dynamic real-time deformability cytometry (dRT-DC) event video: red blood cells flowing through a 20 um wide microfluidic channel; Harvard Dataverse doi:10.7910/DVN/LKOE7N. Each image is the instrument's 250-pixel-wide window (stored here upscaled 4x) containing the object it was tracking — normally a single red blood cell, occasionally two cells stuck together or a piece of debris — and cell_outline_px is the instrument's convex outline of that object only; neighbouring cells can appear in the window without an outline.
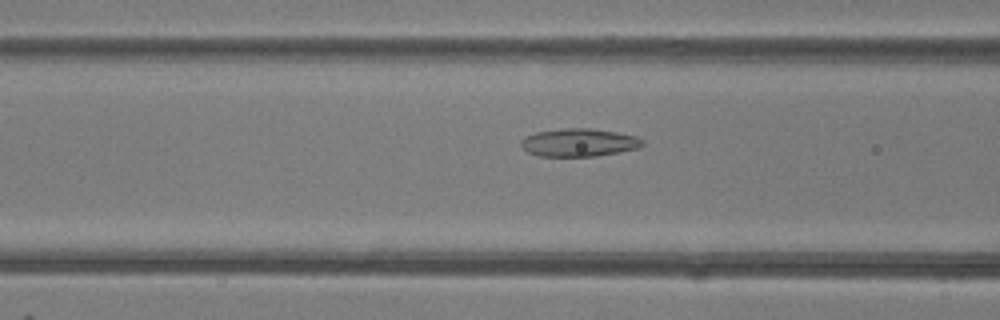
{"species": "common noctule bat (a hibernating species)", "species_latin": "Nyctalus noctula", "temperature_condition": "room temperature", "stored_images_in_passage": 48, "camera_frame_rate_fps": 3000, "um_per_image_px": 0.085, "animal": {"sex": "female"}, "frame": {"image": 1, "passage_image": 19, "time_ms": 6.0, "image_size_px": [1000, 320], "cell_outline_px": [[644, 144], [640, 148], [620, 152], [596, 156], [540, 156], [528, 152], [520, 144], [520, 140], [524, 136], [536, 132], [564, 128], [592, 128], [616, 132], [636, 136], [644, 140]], "centroid_in_image_um": [49.23, 12.11], "position_along_channel_um": 117.4, "area_um2": 19.94}}
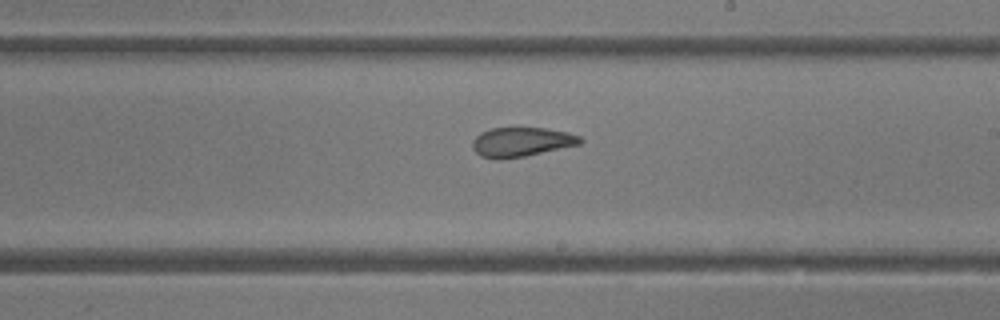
{"frame": {"image": 2, "passage_image": 28, "time_ms": 9.0, "image_size_px": [1000, 320], "cell_outline_px": [[584, 140], [580, 144], [524, 156], [500, 160], [496, 160], [480, 156], [472, 148], [472, 140], [480, 132], [488, 128], [544, 128], [568, 132], [580, 136]], "centroid_in_image_um": [44.28, 12.07], "position_along_channel_um": 244.7, "area_um2": 18.55}}
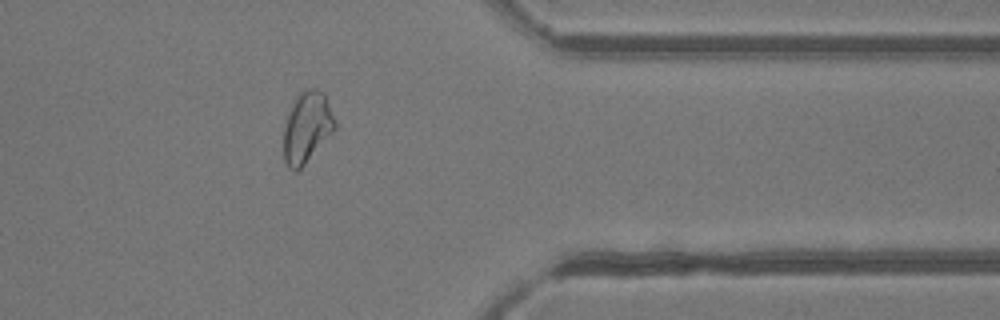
{"frame": {"image": 3, "passage_image": 39, "time_ms": 12.667, "image_size_px": [1000, 320], "cell_outline_px": [[336, 128], [304, 164], [296, 172], [292, 172], [288, 168], [284, 160], [284, 124], [288, 112], [296, 96], [300, 92], [308, 88], [316, 88], [324, 92], [336, 124]], "centroid_in_image_um": [26.06, 10.81], "position_along_channel_um": 385.3, "area_um2": 21.1}, "authors_computed_cell_mechanics": {"area_um2": 22.253, "velocity_mm_per_s": 4.2468, "shape_relaxation_time_tau1_ms": null, "shape_relaxation_time_tau2_ms": 1.4674, "deformation_change_tau1": null, "deformation_change_tau2": 0.0881}}